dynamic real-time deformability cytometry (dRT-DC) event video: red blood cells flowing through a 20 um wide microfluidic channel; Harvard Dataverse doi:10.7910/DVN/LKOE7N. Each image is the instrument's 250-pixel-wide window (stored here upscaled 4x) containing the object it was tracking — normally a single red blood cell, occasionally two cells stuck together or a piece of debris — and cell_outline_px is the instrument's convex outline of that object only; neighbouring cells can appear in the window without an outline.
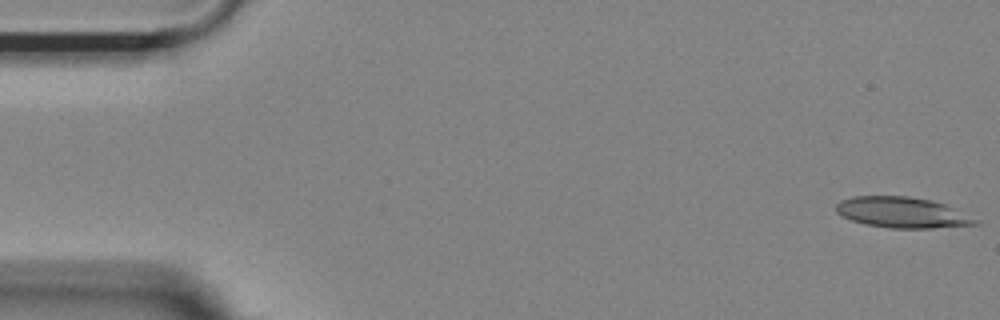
{"species": "Egyptian fruit bat (a non-hibernating species)", "species_latin": "Rousettus aegyptiacus", "temperature_condition": "room temperature", "stored_images_in_passage": 54, "camera_frame_rate_fps": 3000, "um_per_image_px": 0.085, "animal": {"sex": "female"}, "frame": {"image": 1, "passage_image": 1, "time_ms": 0.0, "image_size_px": [1000, 320], "cell_outline_px": [[980, 224], [932, 228], [892, 228], [864, 224], [852, 220], [836, 212], [836, 204], [840, 200], [852, 196], [908, 196], [932, 200], [944, 204], [976, 220]], "centroid_in_image_um": [76.62, 18.05], "position_along_channel_um": 8.4, "area_um2": 24.62}}
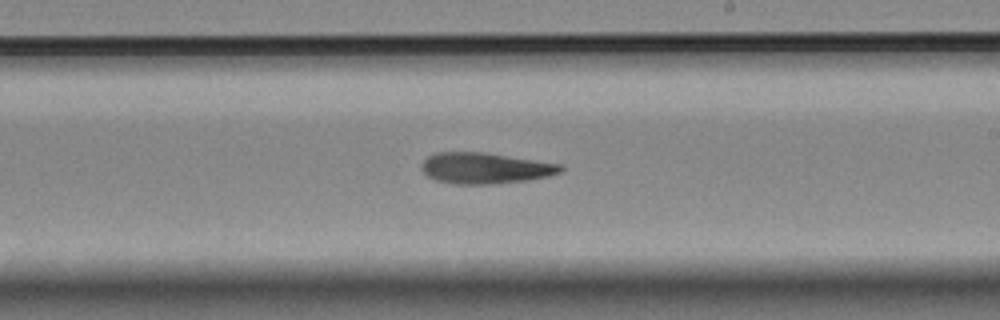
{"frame": {"image": 2, "passage_image": 31, "time_ms": 10.0, "image_size_px": [1000, 320], "cell_outline_px": [[564, 168], [560, 172], [548, 176], [528, 180], [492, 184], [452, 184], [436, 180], [428, 176], [420, 168], [420, 164], [428, 156], [436, 152], [484, 152], [564, 164]], "centroid_in_image_um": [41.24, 14.29], "position_along_channel_um": 247.8, "area_um2": 25.32}}
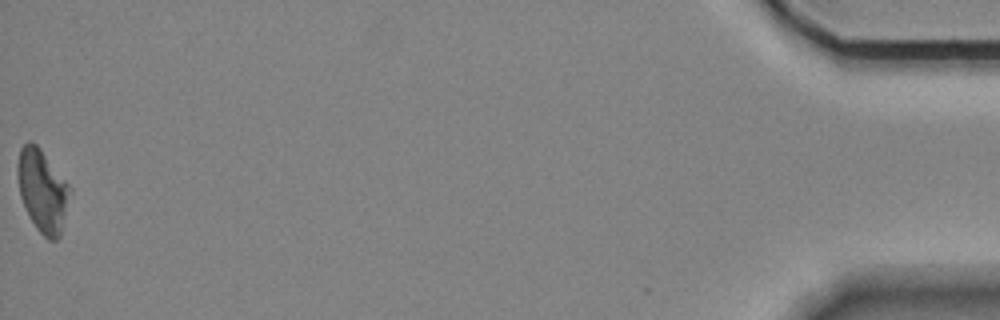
{"frame": {"image": 3, "passage_image": 54, "time_ms": 17.667, "image_size_px": [1000, 320], "cell_outline_px": [[72, 192], [60, 236], [56, 240], [48, 240], [36, 228], [20, 196], [16, 172], [16, 164], [20, 148], [28, 140], [36, 144], [40, 148], [72, 188]], "centroid_in_image_um": [3.62, 16.19], "position_along_channel_um": 431.6, "area_um2": 25.32}}